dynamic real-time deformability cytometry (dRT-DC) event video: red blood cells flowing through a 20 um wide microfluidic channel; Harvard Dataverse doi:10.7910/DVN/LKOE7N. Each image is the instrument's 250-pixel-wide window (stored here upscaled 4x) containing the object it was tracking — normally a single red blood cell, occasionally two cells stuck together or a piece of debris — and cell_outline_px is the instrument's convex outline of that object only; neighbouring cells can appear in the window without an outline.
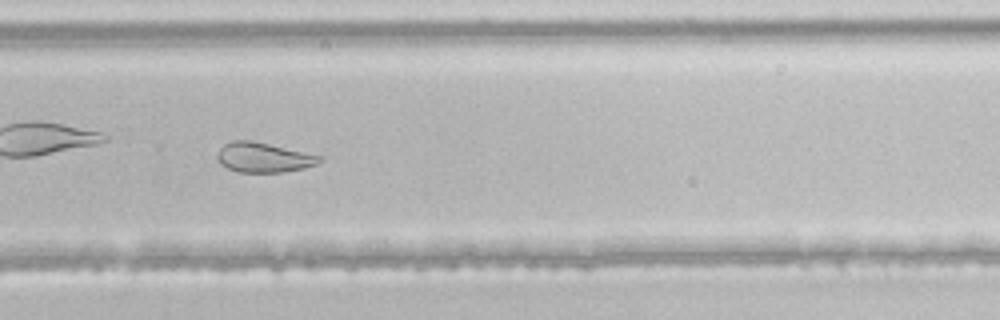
{"species": "common noctule bat (a hibernating species)", "species_latin": "Nyctalus noctula", "temperature_condition": "room temperature", "stored_images_in_passage": 34, "camera_frame_rate_fps": 3000, "um_per_image_px": 0.085, "animal": {"sex": "male", "body_mass_g": 21.5, "forearm_length_mm": 52.0}, "frame": {"image": 1, "passage_image": 20, "time_ms": 6.333, "image_size_px": [1000, 320], "cell_outline_px": [[324, 160], [316, 164], [304, 168], [284, 172], [236, 172], [220, 164], [216, 160], [216, 156], [220, 148], [224, 144], [232, 140], [252, 140], [324, 156]], "centroid_in_image_um": [22.4, 13.38], "position_along_channel_um": 307.4, "area_um2": 18.03}}